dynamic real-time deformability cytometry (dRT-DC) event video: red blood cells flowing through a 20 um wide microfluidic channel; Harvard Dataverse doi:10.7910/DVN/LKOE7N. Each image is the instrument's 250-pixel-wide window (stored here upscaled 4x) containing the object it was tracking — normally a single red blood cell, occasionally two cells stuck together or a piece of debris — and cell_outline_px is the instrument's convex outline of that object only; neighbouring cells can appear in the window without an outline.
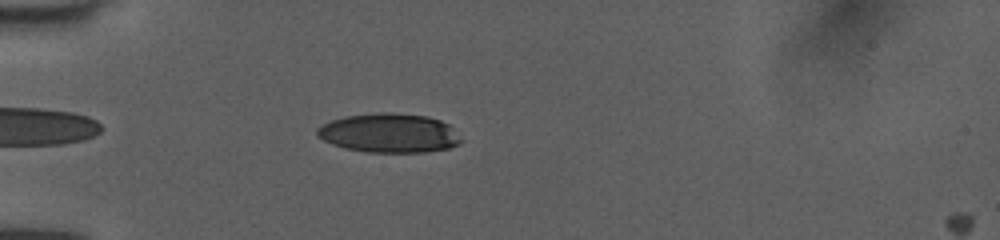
{"species": "human", "species_latin": "Homo sapiens", "temperature_condition": "room temperature", "stored_images_in_passage": 37, "camera_frame_rate_fps": 3000, "um_per_image_px": 0.085, "donor": {"sex": "female"}, "frame": {"image": 1, "passage_image": 4, "time_ms": 1.0, "image_size_px": [1000, 240], "cell_outline_px": [[464, 140], [460, 144], [448, 148], [424, 152], [364, 152], [344, 148], [332, 144], [324, 140], [316, 132], [316, 128], [332, 120], [344, 116], [376, 112], [392, 112], [428, 116], [440, 120], [448, 124]], "centroid_in_image_um": [33.1, 11.3], "position_along_channel_um": 51.9, "area_um2": 33.0}}
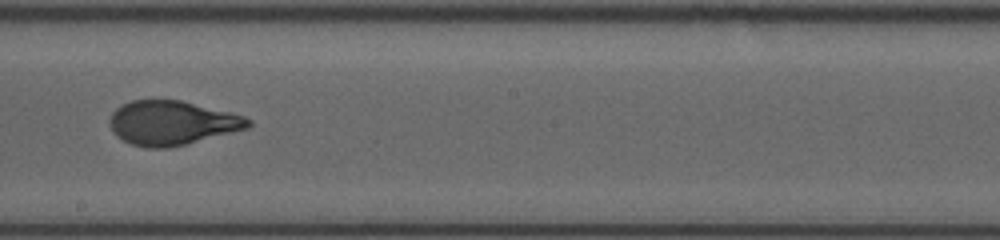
{"frame": {"image": 2, "passage_image": 19, "time_ms": 6.0, "image_size_px": [1000, 240], "cell_outline_px": [[252, 124], [248, 128], [168, 148], [148, 148], [132, 144], [116, 136], [112, 132], [108, 124], [108, 120], [112, 112], [116, 108], [132, 100], [180, 100], [232, 112], [244, 116], [252, 120]], "centroid_in_image_um": [14.6, 10.44], "position_along_channel_um": 233.6, "area_um2": 35.66}}
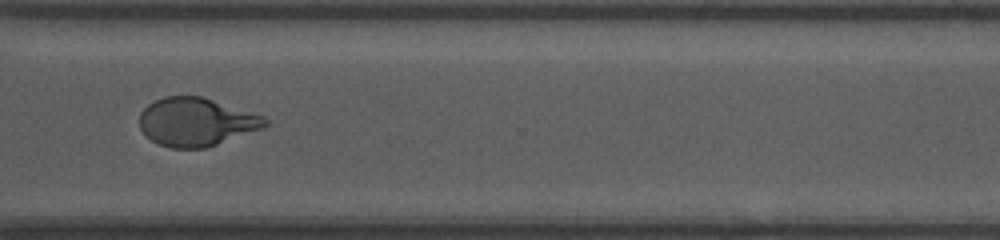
{"frame": {"image": 3, "passage_image": 28, "time_ms": 9.0, "image_size_px": [1000, 240], "cell_outline_px": [[268, 124], [264, 128], [204, 148], [172, 148], [160, 144], [152, 140], [140, 128], [140, 112], [148, 104], [164, 96], [200, 96], [264, 116], [268, 120]], "centroid_in_image_um": [16.68, 10.36], "position_along_channel_um": 353.9, "area_um2": 34.97}, "authors_computed_cell_mechanics": {"area_um2": 35.7782, "velocity_mm_per_s": 4.0333, "shape_relaxation_time_tau1_ms": 4.7559, "shape_relaxation_time_tau2_ms": null, "deformation_change_tau1": 0.2185, "deformation_change_tau2": null}}